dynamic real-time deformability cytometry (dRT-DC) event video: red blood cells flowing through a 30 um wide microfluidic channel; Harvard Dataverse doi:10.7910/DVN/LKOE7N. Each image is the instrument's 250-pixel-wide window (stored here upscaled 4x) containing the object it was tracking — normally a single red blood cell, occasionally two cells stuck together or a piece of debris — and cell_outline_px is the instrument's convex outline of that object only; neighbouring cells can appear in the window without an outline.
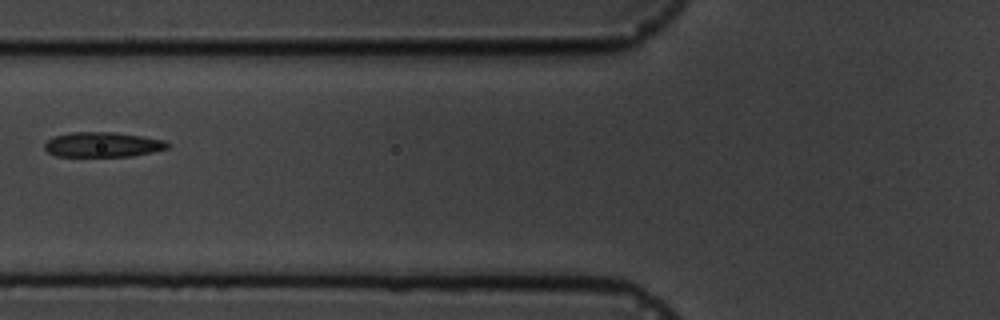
{"species": "common noctule bat (a hibernating species)", "species_latin": "Nyctalus noctula", "temperature_condition": "cold", "stored_images_in_passage": 8, "camera_frame_rate_fps": 3000, "um_per_image_px": 0.085, "animal": {"sex": "male", "body_mass_g": 19.5, "forearm_length_mm": 54.6}, "frame": {"image": 1, "passage_image": 5, "time_ms": 4.667, "image_size_px": [1000, 320], "cell_outline_px": [[172, 144], [168, 148], [152, 152], [132, 156], [56, 156], [48, 152], [44, 148], [44, 144], [52, 136], [68, 132], [112, 132], [144, 136], [164, 140]], "centroid_in_image_um": [8.73, 12.28], "position_along_channel_um": 117.1, "area_um2": 18.03}}
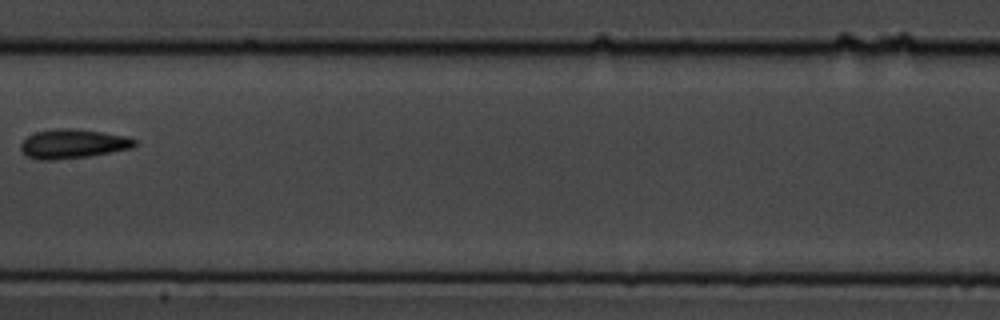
{"frame": {"image": 2, "passage_image": 7, "time_ms": 7.0, "image_size_px": [1000, 320], "cell_outline_px": [[136, 144], [132, 148], [88, 156], [52, 160], [40, 160], [28, 156], [20, 148], [20, 144], [28, 136], [36, 132], [56, 128], [76, 128], [104, 132], [124, 136], [136, 140]], "centroid_in_image_um": [6.19, 12.21], "position_along_channel_um": 201.2, "area_um2": 19.25}}
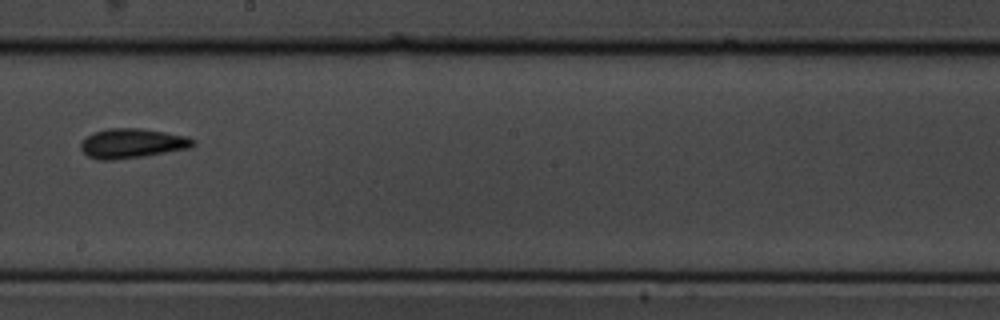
{"frame": {"image": 3, "passage_image": 8, "time_ms": 8.0, "image_size_px": [1000, 320], "cell_outline_px": [[196, 144], [192, 148], [144, 156], [112, 160], [100, 160], [88, 156], [80, 148], [80, 144], [88, 136], [96, 132], [108, 128], [140, 128], [188, 136], [196, 140]], "centroid_in_image_um": [11.29, 12.19], "position_along_channel_um": 236.9, "area_um2": 19.36}}